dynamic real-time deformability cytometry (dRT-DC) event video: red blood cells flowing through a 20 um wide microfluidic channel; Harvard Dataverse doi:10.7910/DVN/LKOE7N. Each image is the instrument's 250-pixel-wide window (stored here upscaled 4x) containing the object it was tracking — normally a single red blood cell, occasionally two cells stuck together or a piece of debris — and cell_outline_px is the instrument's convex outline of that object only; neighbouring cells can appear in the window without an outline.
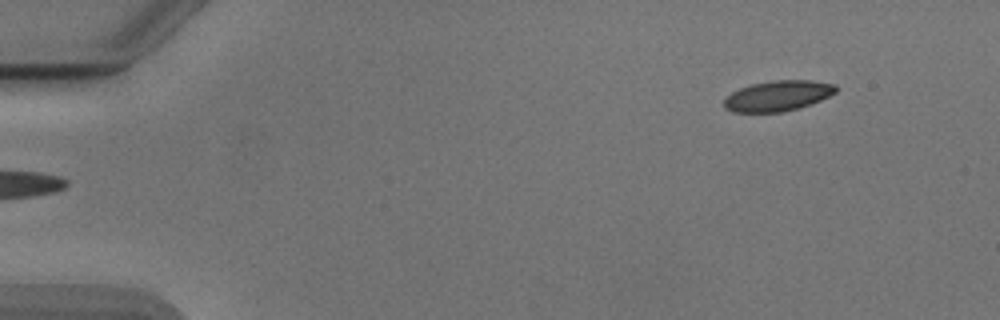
{"species": "Egyptian fruit bat (a non-hibernating species)", "species_latin": "Rousettus aegyptiacus", "temperature_condition": "cold", "stored_images_in_passage": 48, "camera_frame_rate_fps": 3000, "um_per_image_px": 0.085, "animal": {"sex": "male"}, "frame": {"image": 1, "passage_image": 1, "time_ms": 0.0, "image_size_px": [1000, 320], "cell_outline_px": [[836, 92], [820, 100], [796, 108], [780, 112], [732, 112], [724, 108], [724, 100], [732, 92], [740, 88], [752, 84], [772, 80], [812, 80], [836, 84]], "centroid_in_image_um": [66.1, 8.13], "position_along_channel_um": 18.9, "area_um2": 19.65}}
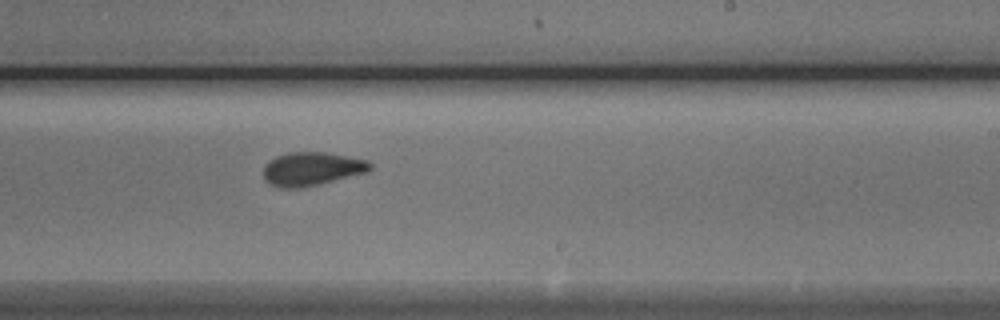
{"frame": {"image": 2, "passage_image": 28, "time_ms": 9.0, "image_size_px": [1000, 320], "cell_outline_px": [[372, 168], [368, 172], [320, 184], [300, 188], [280, 188], [268, 184], [264, 180], [264, 164], [268, 160], [276, 156], [288, 152], [324, 152], [368, 160], [372, 164]], "centroid_in_image_um": [26.47, 14.36], "position_along_channel_um": 262.5, "area_um2": 21.1}}
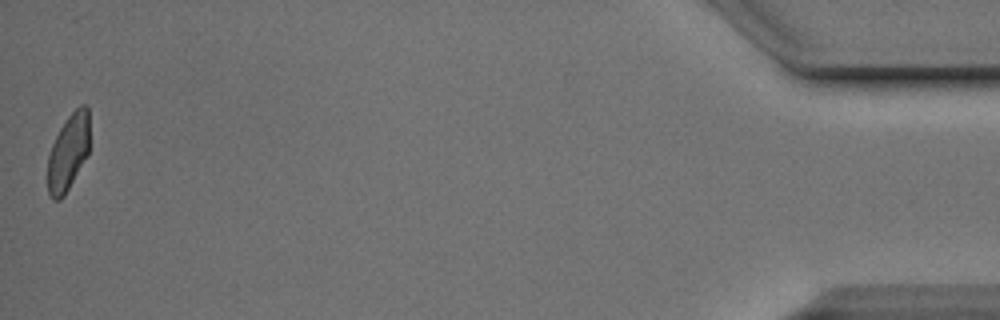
{"frame": {"image": 3, "passage_image": 48, "time_ms": 15.667, "image_size_px": [1000, 320], "cell_outline_px": [[88, 156], [64, 196], [60, 200], [52, 200], [48, 192], [48, 156], [52, 144], [60, 128], [68, 116], [80, 104], [84, 104], [88, 108]], "centroid_in_image_um": [5.8, 12.97], "position_along_channel_um": 429.4, "area_um2": 18.61}, "authors_computed_cell_mechanics": {"area_um2": 20.4612, "velocity_mm_per_s": 3.875, "shape_relaxation_time_tau1_ms": 3.9297, "shape_relaxation_time_tau2_ms": 1.4996, "deformation_change_tau1": 0.1154, "deformation_change_tau2": 0.0557}}